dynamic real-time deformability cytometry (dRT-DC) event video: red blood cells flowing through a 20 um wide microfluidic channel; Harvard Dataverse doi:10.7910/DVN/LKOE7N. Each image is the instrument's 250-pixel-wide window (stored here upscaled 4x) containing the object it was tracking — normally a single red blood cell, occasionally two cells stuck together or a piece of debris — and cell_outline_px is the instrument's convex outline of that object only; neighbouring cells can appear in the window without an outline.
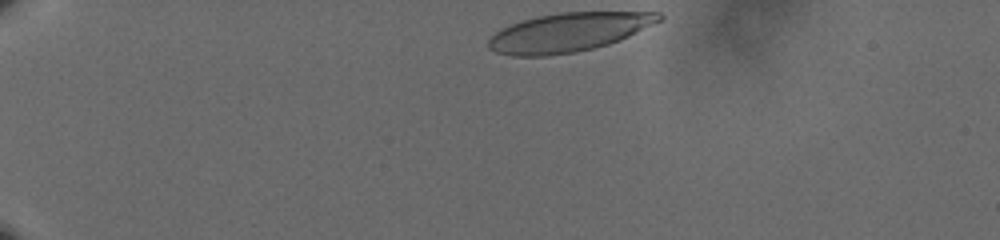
{"species": "human", "species_latin": "Homo sapiens", "temperature_condition": "cold", "stored_images_in_passage": 40, "camera_frame_rate_fps": 3000, "um_per_image_px": 0.085, "donor": {"sex": "male"}, "frame": {"image": 1, "passage_image": 1, "time_ms": 0.0, "image_size_px": [1000, 240], "cell_outline_px": [[664, 20], [620, 40], [608, 44], [576, 52], [548, 56], [512, 56], [496, 52], [488, 48], [488, 40], [500, 28], [536, 16], [560, 12], [660, 12], [664, 16]], "centroid_in_image_um": [48.35, 2.74], "position_along_channel_um": 36.6, "area_um2": 38.73}}
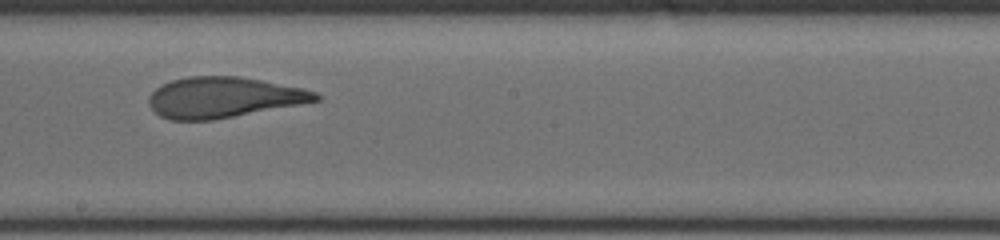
{"frame": {"image": 2, "passage_image": 24, "time_ms": 7.667, "image_size_px": [1000, 240], "cell_outline_px": [[320, 100], [300, 104], [212, 120], [168, 120], [160, 116], [152, 108], [148, 100], [148, 96], [156, 88], [172, 80], [188, 76], [240, 76], [304, 88], [316, 92], [320, 96]], "centroid_in_image_um": [18.99, 8.27], "position_along_channel_um": 229.2, "area_um2": 39.36}}
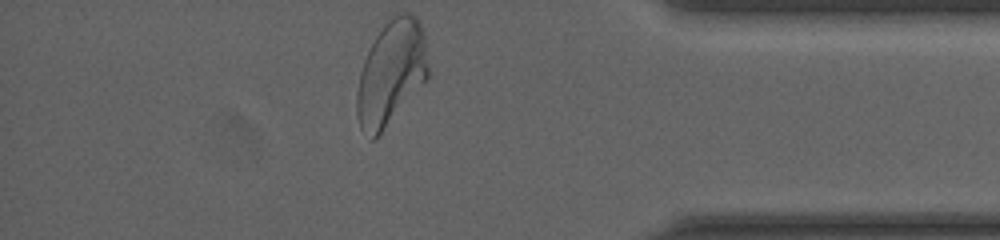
{"frame": {"image": 3, "passage_image": 40, "time_ms": 13.0, "image_size_px": [1000, 240], "cell_outline_px": [[428, 80], [380, 136], [376, 140], [372, 140], [360, 128], [356, 116], [356, 92], [360, 72], [364, 60], [376, 36], [384, 24], [396, 12], [408, 12], [416, 16], [420, 24], [424, 36], [428, 68]], "centroid_in_image_um": [33.24, 6.26], "position_along_channel_um": 402.0, "area_um2": 44.1}, "authors_computed_cell_mechanics": {"area_um2": 40.0265, "velocity_mm_per_s": 3.6013, "shape_relaxation_time_tau1_ms": 6.7676, "shape_relaxation_time_tau2_ms": 1.1046, "deformation_change_tau1": 0.2321, "deformation_change_tau2": 0.0849}}